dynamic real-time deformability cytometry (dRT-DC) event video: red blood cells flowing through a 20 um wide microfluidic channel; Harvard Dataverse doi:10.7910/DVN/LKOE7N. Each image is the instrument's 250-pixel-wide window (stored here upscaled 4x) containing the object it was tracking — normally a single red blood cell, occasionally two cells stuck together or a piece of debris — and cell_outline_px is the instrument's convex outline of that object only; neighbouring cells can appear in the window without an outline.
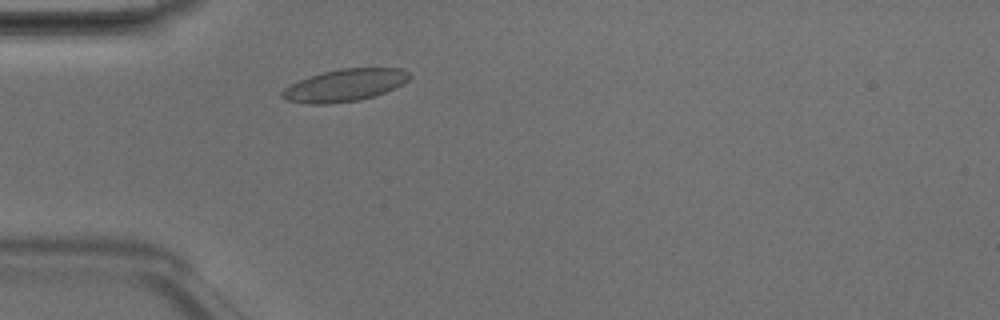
{"species": "Egyptian fruit bat (a non-hibernating species)", "species_latin": "Rousettus aegyptiacus", "temperature_condition": "room temperature", "stored_images_in_passage": 1, "camera_frame_rate_fps": 3000, "um_per_image_px": 0.085, "animal": {"sex": "male"}, "frame": {"image": 1, "passage_image": 1, "time_ms": 0.0, "image_size_px": [1000, 320], "cell_outline_px": [[408, 80], [384, 92], [360, 100], [328, 104], [308, 104], [284, 100], [280, 96], [280, 92], [284, 88], [300, 80], [324, 72], [340, 68], [400, 68], [408, 72]], "centroid_in_image_um": [29.24, 7.26], "position_along_channel_um": 55.8, "area_um2": 23.58}}